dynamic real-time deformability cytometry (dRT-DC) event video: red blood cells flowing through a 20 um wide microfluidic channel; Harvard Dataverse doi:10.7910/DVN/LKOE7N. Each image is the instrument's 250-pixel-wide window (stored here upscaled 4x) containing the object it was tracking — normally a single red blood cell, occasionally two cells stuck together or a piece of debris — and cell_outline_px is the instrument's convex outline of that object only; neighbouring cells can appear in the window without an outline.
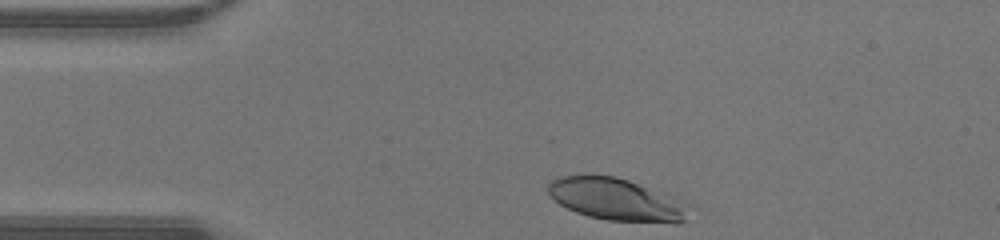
{"species": "human", "species_latin": "Homo sapiens", "temperature_condition": "warm", "stored_images_in_passage": 29, "camera_frame_rate_fps": 3000, "um_per_image_px": 0.085, "donor": {"sex": "male"}, "frame": {"image": 1, "passage_image": 1, "time_ms": 0.0, "image_size_px": [1000, 240], "cell_outline_px": [[688, 204], [684, 220], [676, 224], [608, 220], [588, 216], [576, 212], [560, 204], [548, 192], [548, 184], [552, 180], [560, 176], [588, 172], [616, 176], [628, 180], [684, 200]], "centroid_in_image_um": [52.37, 16.92], "position_along_channel_um": 32.6, "area_um2": 35.2}}
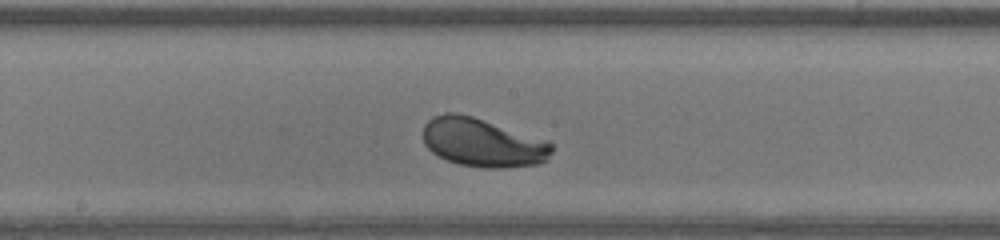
{"frame": {"image": 2, "passage_image": 16, "time_ms": 5.0, "image_size_px": [1000, 240], "cell_outline_px": [[552, 152], [548, 160], [540, 164], [500, 168], [484, 168], [460, 164], [448, 160], [432, 152], [424, 144], [424, 124], [432, 116], [444, 112], [456, 112], [472, 116], [548, 140], [552, 144]], "centroid_in_image_um": [41.04, 12.11], "position_along_channel_um": 207.2, "area_um2": 36.59}}
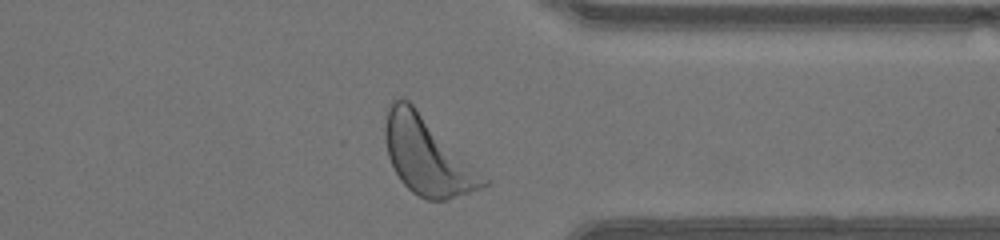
{"frame": {"image": 3, "passage_image": 28, "time_ms": 9.0, "image_size_px": [1000, 240], "cell_outline_px": [[488, 184], [484, 188], [448, 200], [428, 200], [412, 192], [400, 180], [388, 156], [384, 136], [384, 128], [388, 104], [392, 96], [404, 96], [488, 180]], "centroid_in_image_um": [36.27, 13.23], "position_along_channel_um": 375.1, "area_um2": 43.99}, "authors_computed_cell_mechanics": {"area_um2": 36.1828, "velocity_mm_per_s": 4.3625, "shape_relaxation_time_tau1_ms": 2.7077, "shape_relaxation_time_tau2_ms": null, "deformation_change_tau1": 0.1808, "deformation_change_tau2": null}}